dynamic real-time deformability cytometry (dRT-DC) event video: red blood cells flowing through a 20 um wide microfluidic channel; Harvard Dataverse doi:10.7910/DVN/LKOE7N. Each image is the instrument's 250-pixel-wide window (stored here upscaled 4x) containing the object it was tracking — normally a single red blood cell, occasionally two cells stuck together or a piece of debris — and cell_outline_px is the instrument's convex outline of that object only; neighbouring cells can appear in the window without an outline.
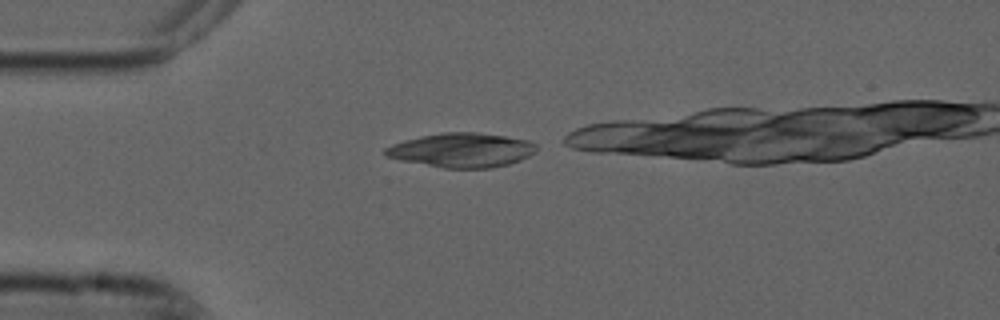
{"species": "common noctule bat (a hibernating species)", "species_latin": "Nyctalus noctula", "temperature_condition": "cold", "stored_images_in_passage": 10, "camera_frame_rate_fps": 3000, "um_per_image_px": 0.085, "animal": {"sex": "male", "forearm_length_mm": 52.5}, "frame": {"image": 1, "passage_image": 1, "time_ms": 0.0, "image_size_px": [1000, 320], "cell_outline_px": [[536, 152], [520, 160], [508, 164], [492, 168], [444, 168], [400, 160], [384, 156], [384, 148], [392, 144], [404, 140], [440, 132], [476, 132], [504, 136], [528, 140], [536, 144]], "centroid_in_image_um": [39.23, 12.76], "position_along_channel_um": 45.8, "area_um2": 30.23}}
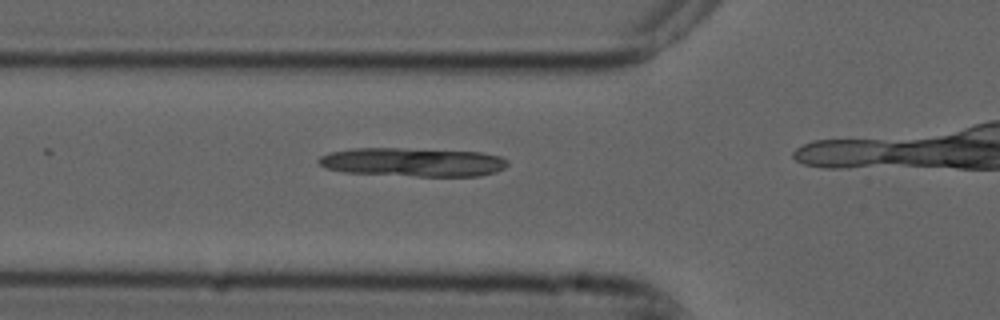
{"frame": {"image": 2, "passage_image": 6, "time_ms": 1.667, "image_size_px": [1000, 320], "cell_outline_px": [[508, 164], [504, 168], [496, 172], [480, 176], [416, 176], [344, 172], [324, 168], [316, 160], [320, 156], [328, 152], [352, 148], [400, 148], [480, 152], [500, 156], [508, 160]], "centroid_in_image_um": [35.07, 13.78], "position_along_channel_um": 90.7, "area_um2": 31.79}}
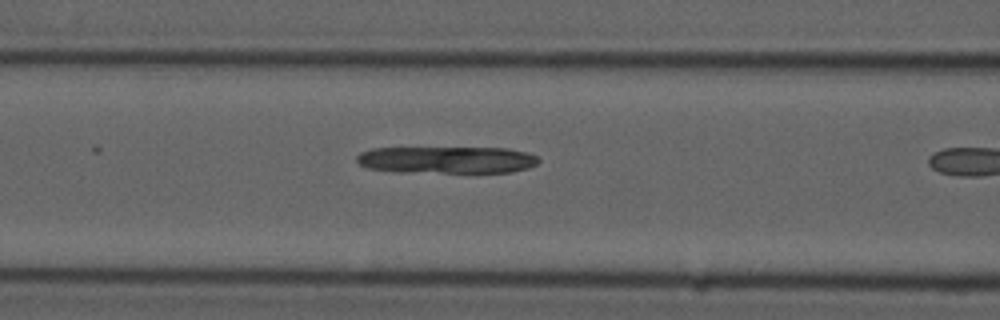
{"frame": {"image": 3, "passage_image": 9, "time_ms": 2.667, "image_size_px": [1000, 320], "cell_outline_px": [[540, 160], [536, 164], [528, 168], [512, 172], [396, 172], [368, 168], [360, 164], [356, 160], [356, 156], [360, 152], [372, 148], [508, 148], [524, 152], [536, 156]], "centroid_in_image_um": [37.95, 13.59], "position_along_channel_um": 128.7, "area_um2": 28.61}}